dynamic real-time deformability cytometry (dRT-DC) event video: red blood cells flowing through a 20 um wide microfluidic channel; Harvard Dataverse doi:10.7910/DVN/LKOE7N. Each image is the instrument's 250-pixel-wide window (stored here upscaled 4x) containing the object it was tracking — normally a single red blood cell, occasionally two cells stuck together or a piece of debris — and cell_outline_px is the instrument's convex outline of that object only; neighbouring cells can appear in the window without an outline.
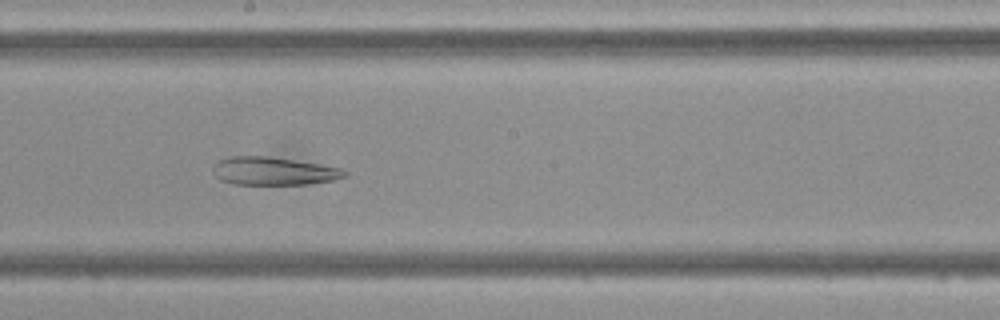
{"species": "Egyptian fruit bat (a non-hibernating species)", "species_latin": "Rousettus aegyptiacus", "temperature_condition": "cold", "stored_images_in_passage": 33, "camera_frame_rate_fps": 3000, "um_per_image_px": 0.085, "frame": {"image": 1, "passage_image": 12, "time_ms": 3.667, "image_size_px": [1000, 320], "cell_outline_px": [[348, 176], [336, 180], [304, 184], [232, 184], [220, 180], [212, 172], [216, 160], [232, 156], [268, 156], [320, 164], [340, 168], [348, 172]], "centroid_in_image_um": [23.25, 14.54], "position_along_channel_um": 225.0, "area_um2": 21.62}}
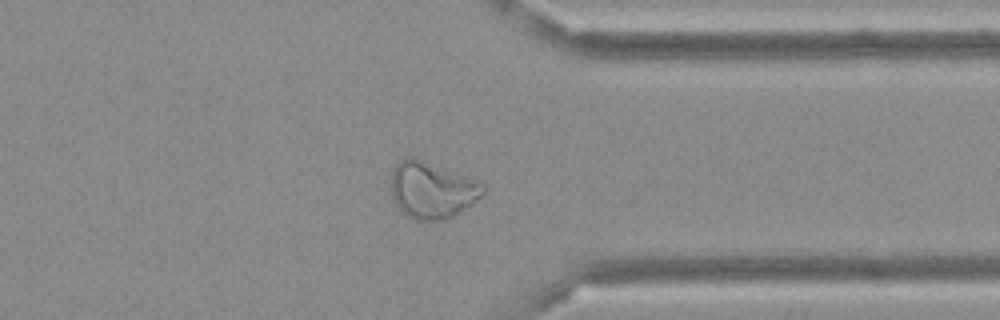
{"frame": {"image": 2, "passage_image": 23, "time_ms": 7.333, "image_size_px": [1000, 320], "cell_outline_px": [[484, 192], [472, 204], [460, 212], [444, 220], [416, 220], [408, 216], [396, 204], [392, 196], [392, 172], [396, 164], [400, 160], [408, 156], [412, 156], [476, 180], [484, 184]], "centroid_in_image_um": [36.71, 16.15], "position_along_channel_um": 374.7, "area_um2": 29.88}}
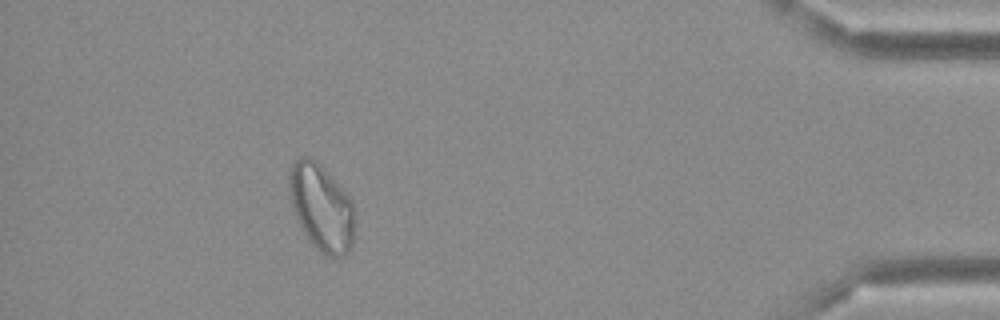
{"frame": {"image": 3, "passage_image": 29, "time_ms": 9.333, "image_size_px": [1000, 320], "cell_outline_px": [[352, 244], [348, 252], [344, 256], [328, 256], [320, 252], [312, 244], [304, 232], [296, 216], [288, 196], [288, 176], [292, 164], [300, 156], [308, 156], [316, 160], [324, 168], [352, 200]], "centroid_in_image_um": [27.27, 17.6], "position_along_channel_um": 407.9, "area_um2": 32.71}}